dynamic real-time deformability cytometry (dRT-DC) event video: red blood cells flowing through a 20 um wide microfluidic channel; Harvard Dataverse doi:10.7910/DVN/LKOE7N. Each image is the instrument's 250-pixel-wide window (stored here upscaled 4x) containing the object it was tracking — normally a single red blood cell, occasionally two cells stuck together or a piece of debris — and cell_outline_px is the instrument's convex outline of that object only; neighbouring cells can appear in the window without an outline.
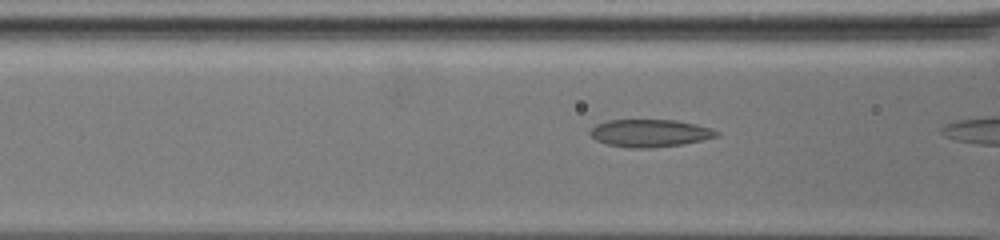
{"species": "common noctule bat (a hibernating species)", "species_latin": "Nyctalus noctula", "temperature_condition": "warm", "stored_images_in_passage": 8, "camera_frame_rate_fps": 3000, "um_per_image_px": 0.085, "animal": {"sex": "female", "body_mass_g": 19.5, "forearm_length_mm": 54.1}, "frame": {"image": 1, "passage_image": 6, "time_ms": 1.667, "image_size_px": [1000, 240], "cell_outline_px": [[720, 136], [684, 144], [652, 148], [628, 148], [608, 144], [596, 140], [588, 132], [596, 124], [608, 120], [676, 120], [696, 124], [712, 128], [720, 132]], "centroid_in_image_um": [55.27, 11.32], "position_along_channel_um": 111.3, "area_um2": 20.46}}